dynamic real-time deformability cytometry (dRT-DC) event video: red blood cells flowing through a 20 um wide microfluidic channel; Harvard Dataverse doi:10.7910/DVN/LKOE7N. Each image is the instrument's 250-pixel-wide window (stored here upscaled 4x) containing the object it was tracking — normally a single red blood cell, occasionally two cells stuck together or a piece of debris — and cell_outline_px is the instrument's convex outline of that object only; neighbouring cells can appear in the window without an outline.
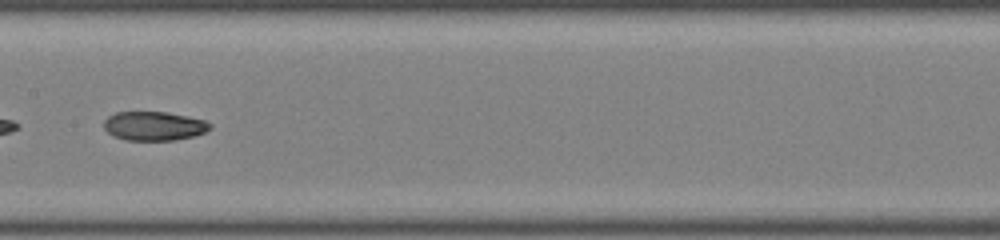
{"species": "common noctule bat (a hibernating species)", "species_latin": "Nyctalus noctula", "temperature_condition": "room temperature", "stored_images_in_passage": 34, "camera_frame_rate_fps": 3000, "um_per_image_px": 0.085, "animal": {"sex": "male", "body_mass_g": 19.0, "forearm_length_mm": 50.8}, "frame": {"image": 1, "passage_image": 25, "time_ms": 8.0, "image_size_px": [1000, 240], "cell_outline_px": [[212, 128], [204, 132], [192, 136], [176, 140], [124, 140], [108, 132], [104, 128], [104, 120], [108, 116], [116, 112], [168, 112], [204, 120], [212, 124]], "centroid_in_image_um": [13.09, 10.7], "position_along_channel_um": 194.3, "area_um2": 17.86}}